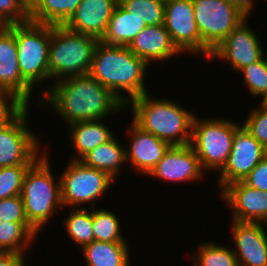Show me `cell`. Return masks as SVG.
Segmentation results:
<instances>
[{
    "label": "cell",
    "mask_w": 267,
    "mask_h": 266,
    "mask_svg": "<svg viewBox=\"0 0 267 266\" xmlns=\"http://www.w3.org/2000/svg\"><path fill=\"white\" fill-rule=\"evenodd\" d=\"M38 109L55 112L67 125L109 119L125 112L126 106L89 74L72 76L51 83L41 96ZM111 116V117H110Z\"/></svg>",
    "instance_id": "obj_1"
},
{
    "label": "cell",
    "mask_w": 267,
    "mask_h": 266,
    "mask_svg": "<svg viewBox=\"0 0 267 266\" xmlns=\"http://www.w3.org/2000/svg\"><path fill=\"white\" fill-rule=\"evenodd\" d=\"M151 64L127 46L99 41L94 49L89 75L110 90L125 106L148 93L146 75Z\"/></svg>",
    "instance_id": "obj_2"
},
{
    "label": "cell",
    "mask_w": 267,
    "mask_h": 266,
    "mask_svg": "<svg viewBox=\"0 0 267 266\" xmlns=\"http://www.w3.org/2000/svg\"><path fill=\"white\" fill-rule=\"evenodd\" d=\"M149 93L132 99L126 105V113L131 111L133 116L131 121L170 146L190 144L194 112L175 99L154 98Z\"/></svg>",
    "instance_id": "obj_3"
},
{
    "label": "cell",
    "mask_w": 267,
    "mask_h": 266,
    "mask_svg": "<svg viewBox=\"0 0 267 266\" xmlns=\"http://www.w3.org/2000/svg\"><path fill=\"white\" fill-rule=\"evenodd\" d=\"M48 150L27 170L20 193L28 222L39 233L63 210L60 176L53 174Z\"/></svg>",
    "instance_id": "obj_4"
},
{
    "label": "cell",
    "mask_w": 267,
    "mask_h": 266,
    "mask_svg": "<svg viewBox=\"0 0 267 266\" xmlns=\"http://www.w3.org/2000/svg\"><path fill=\"white\" fill-rule=\"evenodd\" d=\"M98 42L97 38L71 31L64 25H51L48 60L49 88L51 83L58 80L87 75Z\"/></svg>",
    "instance_id": "obj_5"
},
{
    "label": "cell",
    "mask_w": 267,
    "mask_h": 266,
    "mask_svg": "<svg viewBox=\"0 0 267 266\" xmlns=\"http://www.w3.org/2000/svg\"><path fill=\"white\" fill-rule=\"evenodd\" d=\"M51 25L28 21L15 24V41L22 78L34 89L43 85L33 97L40 104L41 96L49 89V43ZM47 84V85H46ZM40 85V86H39ZM46 86V87H45ZM45 87V88H44Z\"/></svg>",
    "instance_id": "obj_6"
},
{
    "label": "cell",
    "mask_w": 267,
    "mask_h": 266,
    "mask_svg": "<svg viewBox=\"0 0 267 266\" xmlns=\"http://www.w3.org/2000/svg\"><path fill=\"white\" fill-rule=\"evenodd\" d=\"M241 122L232 118H199L194 115L190 146L207 173H219L227 163L236 130Z\"/></svg>",
    "instance_id": "obj_7"
},
{
    "label": "cell",
    "mask_w": 267,
    "mask_h": 266,
    "mask_svg": "<svg viewBox=\"0 0 267 266\" xmlns=\"http://www.w3.org/2000/svg\"><path fill=\"white\" fill-rule=\"evenodd\" d=\"M67 162L58 174L63 209L97 207V200L108 194L116 181L106 172L86 166L79 160L68 159Z\"/></svg>",
    "instance_id": "obj_8"
},
{
    "label": "cell",
    "mask_w": 267,
    "mask_h": 266,
    "mask_svg": "<svg viewBox=\"0 0 267 266\" xmlns=\"http://www.w3.org/2000/svg\"><path fill=\"white\" fill-rule=\"evenodd\" d=\"M29 111V106H26L0 130V168L31 166L48 148L47 142L43 144L40 135L30 128Z\"/></svg>",
    "instance_id": "obj_9"
},
{
    "label": "cell",
    "mask_w": 267,
    "mask_h": 266,
    "mask_svg": "<svg viewBox=\"0 0 267 266\" xmlns=\"http://www.w3.org/2000/svg\"><path fill=\"white\" fill-rule=\"evenodd\" d=\"M202 43L212 52L248 16L228 0H192Z\"/></svg>",
    "instance_id": "obj_10"
},
{
    "label": "cell",
    "mask_w": 267,
    "mask_h": 266,
    "mask_svg": "<svg viewBox=\"0 0 267 266\" xmlns=\"http://www.w3.org/2000/svg\"><path fill=\"white\" fill-rule=\"evenodd\" d=\"M163 25L182 54L209 59L212 52L201 41L192 0H173L165 3Z\"/></svg>",
    "instance_id": "obj_11"
},
{
    "label": "cell",
    "mask_w": 267,
    "mask_h": 266,
    "mask_svg": "<svg viewBox=\"0 0 267 266\" xmlns=\"http://www.w3.org/2000/svg\"><path fill=\"white\" fill-rule=\"evenodd\" d=\"M247 17L218 47L212 51L208 60L226 62L233 72L237 73L244 67L259 61L264 55L259 35L250 26Z\"/></svg>",
    "instance_id": "obj_12"
},
{
    "label": "cell",
    "mask_w": 267,
    "mask_h": 266,
    "mask_svg": "<svg viewBox=\"0 0 267 266\" xmlns=\"http://www.w3.org/2000/svg\"><path fill=\"white\" fill-rule=\"evenodd\" d=\"M265 148L241 125L235 132L227 163L218 173L217 192L247 175L265 157Z\"/></svg>",
    "instance_id": "obj_13"
},
{
    "label": "cell",
    "mask_w": 267,
    "mask_h": 266,
    "mask_svg": "<svg viewBox=\"0 0 267 266\" xmlns=\"http://www.w3.org/2000/svg\"><path fill=\"white\" fill-rule=\"evenodd\" d=\"M200 164L196 152L190 146H170L164 153L162 159L153 170L147 175L160 181H167L180 184L203 182L208 176ZM205 175V176H204Z\"/></svg>",
    "instance_id": "obj_14"
},
{
    "label": "cell",
    "mask_w": 267,
    "mask_h": 266,
    "mask_svg": "<svg viewBox=\"0 0 267 266\" xmlns=\"http://www.w3.org/2000/svg\"><path fill=\"white\" fill-rule=\"evenodd\" d=\"M218 195L231 209L230 221L267 224L266 191L237 181L226 186Z\"/></svg>",
    "instance_id": "obj_15"
},
{
    "label": "cell",
    "mask_w": 267,
    "mask_h": 266,
    "mask_svg": "<svg viewBox=\"0 0 267 266\" xmlns=\"http://www.w3.org/2000/svg\"><path fill=\"white\" fill-rule=\"evenodd\" d=\"M0 89L13 93L26 106L31 107L34 89L22 78L15 41V24L0 31Z\"/></svg>",
    "instance_id": "obj_16"
},
{
    "label": "cell",
    "mask_w": 267,
    "mask_h": 266,
    "mask_svg": "<svg viewBox=\"0 0 267 266\" xmlns=\"http://www.w3.org/2000/svg\"><path fill=\"white\" fill-rule=\"evenodd\" d=\"M126 129L129 145L126 144V163L133 172L147 175L153 170L162 159L170 145L157 138L155 135L143 131L133 121H130ZM135 170V171H134Z\"/></svg>",
    "instance_id": "obj_17"
},
{
    "label": "cell",
    "mask_w": 267,
    "mask_h": 266,
    "mask_svg": "<svg viewBox=\"0 0 267 266\" xmlns=\"http://www.w3.org/2000/svg\"><path fill=\"white\" fill-rule=\"evenodd\" d=\"M267 224L231 221V239L239 266H267Z\"/></svg>",
    "instance_id": "obj_18"
},
{
    "label": "cell",
    "mask_w": 267,
    "mask_h": 266,
    "mask_svg": "<svg viewBox=\"0 0 267 266\" xmlns=\"http://www.w3.org/2000/svg\"><path fill=\"white\" fill-rule=\"evenodd\" d=\"M117 4L118 0H82L64 26L100 41Z\"/></svg>",
    "instance_id": "obj_19"
},
{
    "label": "cell",
    "mask_w": 267,
    "mask_h": 266,
    "mask_svg": "<svg viewBox=\"0 0 267 266\" xmlns=\"http://www.w3.org/2000/svg\"><path fill=\"white\" fill-rule=\"evenodd\" d=\"M127 47L136 56L147 60L153 66L154 63H163L173 57L182 56L163 24L146 26Z\"/></svg>",
    "instance_id": "obj_20"
},
{
    "label": "cell",
    "mask_w": 267,
    "mask_h": 266,
    "mask_svg": "<svg viewBox=\"0 0 267 266\" xmlns=\"http://www.w3.org/2000/svg\"><path fill=\"white\" fill-rule=\"evenodd\" d=\"M106 120L108 119L76 122L67 126L69 127L67 131L70 137V147L74 152L69 156V160H80L88 152L109 141L115 135V131L110 129L111 126L107 125Z\"/></svg>",
    "instance_id": "obj_21"
},
{
    "label": "cell",
    "mask_w": 267,
    "mask_h": 266,
    "mask_svg": "<svg viewBox=\"0 0 267 266\" xmlns=\"http://www.w3.org/2000/svg\"><path fill=\"white\" fill-rule=\"evenodd\" d=\"M116 137L114 135L109 141L100 144L79 161L86 166L106 172L116 181L127 164L125 145Z\"/></svg>",
    "instance_id": "obj_22"
},
{
    "label": "cell",
    "mask_w": 267,
    "mask_h": 266,
    "mask_svg": "<svg viewBox=\"0 0 267 266\" xmlns=\"http://www.w3.org/2000/svg\"><path fill=\"white\" fill-rule=\"evenodd\" d=\"M145 27L143 17L130 14L118 3L100 41L107 45L128 46Z\"/></svg>",
    "instance_id": "obj_23"
},
{
    "label": "cell",
    "mask_w": 267,
    "mask_h": 266,
    "mask_svg": "<svg viewBox=\"0 0 267 266\" xmlns=\"http://www.w3.org/2000/svg\"><path fill=\"white\" fill-rule=\"evenodd\" d=\"M128 242L93 240L81 249L86 266H131Z\"/></svg>",
    "instance_id": "obj_24"
},
{
    "label": "cell",
    "mask_w": 267,
    "mask_h": 266,
    "mask_svg": "<svg viewBox=\"0 0 267 266\" xmlns=\"http://www.w3.org/2000/svg\"><path fill=\"white\" fill-rule=\"evenodd\" d=\"M39 235L30 223L0 221V252L27 254Z\"/></svg>",
    "instance_id": "obj_25"
},
{
    "label": "cell",
    "mask_w": 267,
    "mask_h": 266,
    "mask_svg": "<svg viewBox=\"0 0 267 266\" xmlns=\"http://www.w3.org/2000/svg\"><path fill=\"white\" fill-rule=\"evenodd\" d=\"M82 0H38L29 9L31 22L45 25H64Z\"/></svg>",
    "instance_id": "obj_26"
},
{
    "label": "cell",
    "mask_w": 267,
    "mask_h": 266,
    "mask_svg": "<svg viewBox=\"0 0 267 266\" xmlns=\"http://www.w3.org/2000/svg\"><path fill=\"white\" fill-rule=\"evenodd\" d=\"M197 245V248L189 254L191 266H239L230 245L212 240L199 242Z\"/></svg>",
    "instance_id": "obj_27"
},
{
    "label": "cell",
    "mask_w": 267,
    "mask_h": 266,
    "mask_svg": "<svg viewBox=\"0 0 267 266\" xmlns=\"http://www.w3.org/2000/svg\"><path fill=\"white\" fill-rule=\"evenodd\" d=\"M63 219L64 231L80 250L94 240L91 208H72V210L70 208L69 213Z\"/></svg>",
    "instance_id": "obj_28"
},
{
    "label": "cell",
    "mask_w": 267,
    "mask_h": 266,
    "mask_svg": "<svg viewBox=\"0 0 267 266\" xmlns=\"http://www.w3.org/2000/svg\"><path fill=\"white\" fill-rule=\"evenodd\" d=\"M109 208H92L94 240L105 242H127L122 234L123 228L120 218ZM121 224V225H120ZM121 228V229H120Z\"/></svg>",
    "instance_id": "obj_29"
},
{
    "label": "cell",
    "mask_w": 267,
    "mask_h": 266,
    "mask_svg": "<svg viewBox=\"0 0 267 266\" xmlns=\"http://www.w3.org/2000/svg\"><path fill=\"white\" fill-rule=\"evenodd\" d=\"M130 14L143 17L146 26L164 23L165 4L159 0H118Z\"/></svg>",
    "instance_id": "obj_30"
},
{
    "label": "cell",
    "mask_w": 267,
    "mask_h": 266,
    "mask_svg": "<svg viewBox=\"0 0 267 266\" xmlns=\"http://www.w3.org/2000/svg\"><path fill=\"white\" fill-rule=\"evenodd\" d=\"M267 55L259 61L242 68L238 74L242 75L243 82L248 88V94L261 97L267 90ZM266 57V58H265ZM243 73V74H242Z\"/></svg>",
    "instance_id": "obj_31"
},
{
    "label": "cell",
    "mask_w": 267,
    "mask_h": 266,
    "mask_svg": "<svg viewBox=\"0 0 267 266\" xmlns=\"http://www.w3.org/2000/svg\"><path fill=\"white\" fill-rule=\"evenodd\" d=\"M30 166L0 168V200L20 195L23 180Z\"/></svg>",
    "instance_id": "obj_32"
},
{
    "label": "cell",
    "mask_w": 267,
    "mask_h": 266,
    "mask_svg": "<svg viewBox=\"0 0 267 266\" xmlns=\"http://www.w3.org/2000/svg\"><path fill=\"white\" fill-rule=\"evenodd\" d=\"M258 105V106H257ZM248 117L241 124L264 148L267 146V106H251Z\"/></svg>",
    "instance_id": "obj_33"
},
{
    "label": "cell",
    "mask_w": 267,
    "mask_h": 266,
    "mask_svg": "<svg viewBox=\"0 0 267 266\" xmlns=\"http://www.w3.org/2000/svg\"><path fill=\"white\" fill-rule=\"evenodd\" d=\"M0 19L8 26L30 21L24 0H0Z\"/></svg>",
    "instance_id": "obj_34"
},
{
    "label": "cell",
    "mask_w": 267,
    "mask_h": 266,
    "mask_svg": "<svg viewBox=\"0 0 267 266\" xmlns=\"http://www.w3.org/2000/svg\"><path fill=\"white\" fill-rule=\"evenodd\" d=\"M26 105L13 93L0 90V130L7 126Z\"/></svg>",
    "instance_id": "obj_35"
},
{
    "label": "cell",
    "mask_w": 267,
    "mask_h": 266,
    "mask_svg": "<svg viewBox=\"0 0 267 266\" xmlns=\"http://www.w3.org/2000/svg\"><path fill=\"white\" fill-rule=\"evenodd\" d=\"M0 221L29 223L20 195L0 200Z\"/></svg>",
    "instance_id": "obj_36"
},
{
    "label": "cell",
    "mask_w": 267,
    "mask_h": 266,
    "mask_svg": "<svg viewBox=\"0 0 267 266\" xmlns=\"http://www.w3.org/2000/svg\"><path fill=\"white\" fill-rule=\"evenodd\" d=\"M243 182L253 188L267 192V156L257 164Z\"/></svg>",
    "instance_id": "obj_37"
},
{
    "label": "cell",
    "mask_w": 267,
    "mask_h": 266,
    "mask_svg": "<svg viewBox=\"0 0 267 266\" xmlns=\"http://www.w3.org/2000/svg\"><path fill=\"white\" fill-rule=\"evenodd\" d=\"M26 254L0 252V266H27Z\"/></svg>",
    "instance_id": "obj_38"
},
{
    "label": "cell",
    "mask_w": 267,
    "mask_h": 266,
    "mask_svg": "<svg viewBox=\"0 0 267 266\" xmlns=\"http://www.w3.org/2000/svg\"><path fill=\"white\" fill-rule=\"evenodd\" d=\"M236 7H238L245 15L248 17L251 15V12H254L255 0H228Z\"/></svg>",
    "instance_id": "obj_39"
},
{
    "label": "cell",
    "mask_w": 267,
    "mask_h": 266,
    "mask_svg": "<svg viewBox=\"0 0 267 266\" xmlns=\"http://www.w3.org/2000/svg\"><path fill=\"white\" fill-rule=\"evenodd\" d=\"M38 0H24L25 5L28 9H30Z\"/></svg>",
    "instance_id": "obj_40"
},
{
    "label": "cell",
    "mask_w": 267,
    "mask_h": 266,
    "mask_svg": "<svg viewBox=\"0 0 267 266\" xmlns=\"http://www.w3.org/2000/svg\"><path fill=\"white\" fill-rule=\"evenodd\" d=\"M261 102L259 104H263L267 106V90L266 92L260 97Z\"/></svg>",
    "instance_id": "obj_41"
},
{
    "label": "cell",
    "mask_w": 267,
    "mask_h": 266,
    "mask_svg": "<svg viewBox=\"0 0 267 266\" xmlns=\"http://www.w3.org/2000/svg\"><path fill=\"white\" fill-rule=\"evenodd\" d=\"M7 25L0 19V31L4 29Z\"/></svg>",
    "instance_id": "obj_42"
},
{
    "label": "cell",
    "mask_w": 267,
    "mask_h": 266,
    "mask_svg": "<svg viewBox=\"0 0 267 266\" xmlns=\"http://www.w3.org/2000/svg\"><path fill=\"white\" fill-rule=\"evenodd\" d=\"M159 1H161L162 3H167V2H170V1H173V0H159Z\"/></svg>",
    "instance_id": "obj_43"
},
{
    "label": "cell",
    "mask_w": 267,
    "mask_h": 266,
    "mask_svg": "<svg viewBox=\"0 0 267 266\" xmlns=\"http://www.w3.org/2000/svg\"><path fill=\"white\" fill-rule=\"evenodd\" d=\"M265 155L267 156V146L265 147Z\"/></svg>",
    "instance_id": "obj_44"
}]
</instances>
